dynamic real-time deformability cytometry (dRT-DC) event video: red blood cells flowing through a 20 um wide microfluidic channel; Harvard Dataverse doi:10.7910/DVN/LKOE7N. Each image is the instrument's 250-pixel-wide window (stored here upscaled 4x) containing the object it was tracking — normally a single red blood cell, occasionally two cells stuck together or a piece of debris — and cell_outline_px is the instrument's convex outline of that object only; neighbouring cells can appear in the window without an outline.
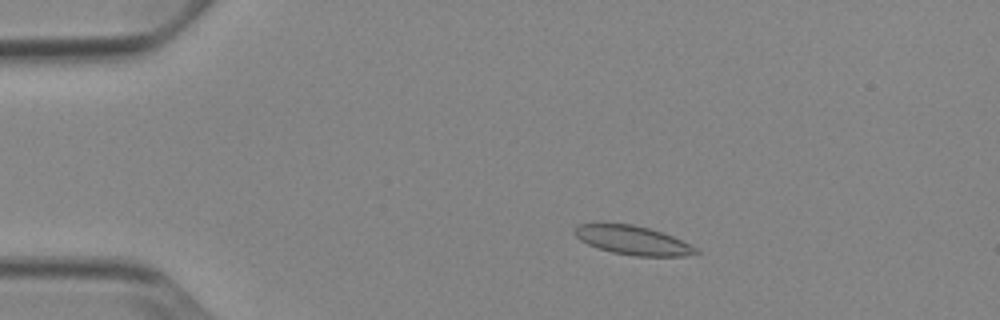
{"species": "Egyptian fruit bat (a non-hibernating species)", "species_latin": "Rousettus aegyptiacus", "temperature_condition": "cold", "stored_images_in_passage": 53, "camera_frame_rate_fps": 3000, "um_per_image_px": 0.085, "animal": {"sex": "female"}, "frame": {"image": 1, "passage_image": 10, "time_ms": 3.0, "image_size_px": [1000, 320], "cell_outline_px": [[700, 252], [684, 256], [632, 256], [612, 252], [588, 244], [580, 240], [572, 232], [576, 224], [632, 224], [648, 228], [672, 236], [696, 248]], "centroid_in_image_um": [53.74, 20.43], "position_along_channel_um": 31.3, "area_um2": 20.11}}
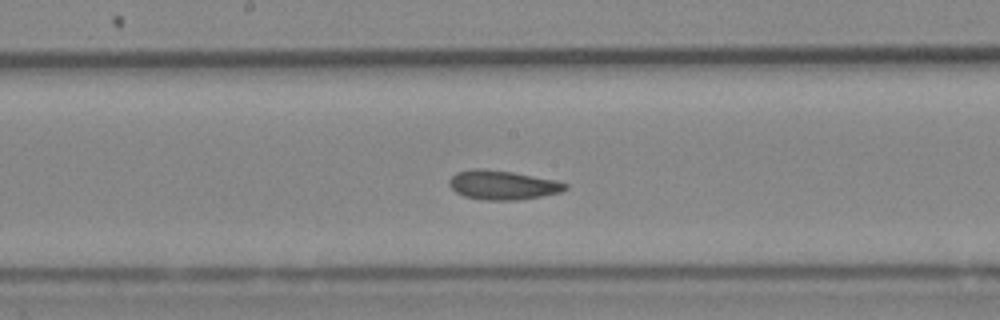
{"frame": {"image": 2, "passage_image": 28, "time_ms": 9.0, "image_size_px": [1000, 320], "cell_outline_px": [[568, 188], [560, 192], [540, 196], [516, 200], [484, 200], [464, 196], [456, 192], [448, 184], [448, 180], [456, 172], [472, 168], [484, 168], [512, 172], [556, 180], [568, 184]], "centroid_in_image_um": [42.69, 15.71], "position_along_channel_um": 205.5, "area_um2": 19.77}}
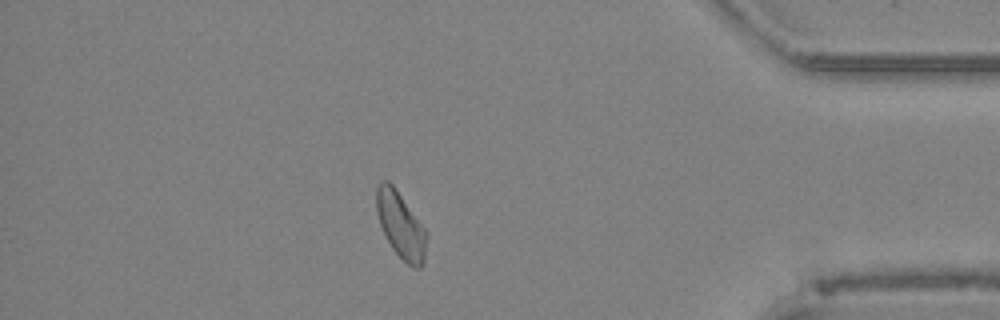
{"frame": {"image": 3, "passage_image": 46, "time_ms": 15.0, "image_size_px": [1000, 320], "cell_outline_px": [[428, 236], [424, 260], [420, 268], [416, 268], [408, 264], [392, 248], [380, 224], [376, 212], [376, 188], [380, 180], [388, 180], [392, 184], [428, 232]], "centroid_in_image_um": [34.07, 19.12], "position_along_channel_um": 401.1, "area_um2": 19.19}, "authors_computed_cell_mechanics": {"area_um2": 19.7676, "velocity_mm_per_s": 3.8459, "shape_relaxation_time_tau1_ms": 7.4508, "shape_relaxation_time_tau2_ms": 1.4327, "deformation_change_tau1": 0.1407, "deformation_change_tau2": 0.0631}}